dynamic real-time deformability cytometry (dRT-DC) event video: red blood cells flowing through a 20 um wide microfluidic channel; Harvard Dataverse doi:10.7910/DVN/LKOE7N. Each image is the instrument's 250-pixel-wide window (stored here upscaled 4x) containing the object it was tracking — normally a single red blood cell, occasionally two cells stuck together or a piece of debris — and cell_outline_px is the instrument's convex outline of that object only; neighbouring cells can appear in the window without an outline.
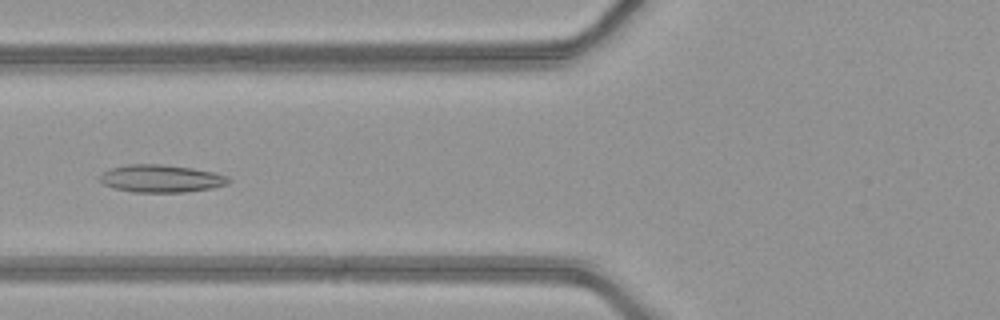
{"species": "common noctule bat (a hibernating species)", "species_latin": "Nyctalus noctula", "temperature_condition": "warm", "stored_images_in_passage": 51, "camera_frame_rate_fps": 3000, "um_per_image_px": 0.085, "animal": {"sex": "female", "body_mass_g": 21.9}, "frame": {"image": 1, "passage_image": 22, "time_ms": 7.0, "image_size_px": [1000, 320], "cell_outline_px": [[232, 180], [228, 184], [212, 188], [184, 192], [132, 192], [112, 188], [96, 180], [100, 172], [124, 164], [160, 164], [192, 168], [212, 172], [228, 176]], "centroid_in_image_um": [13.63, 15.18], "position_along_channel_um": 112.2, "area_um2": 20.98}}
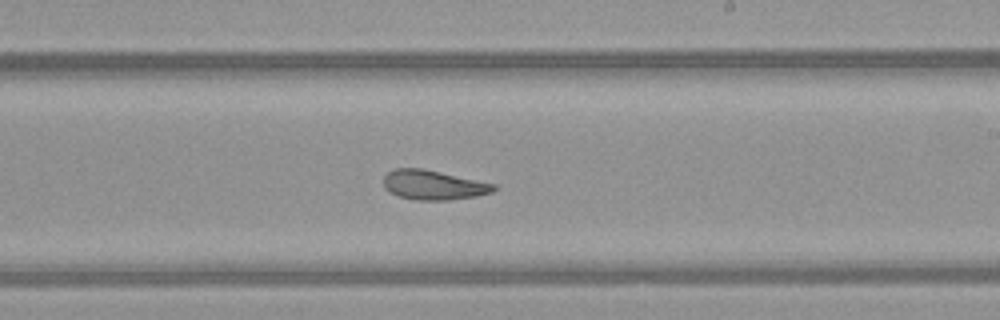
{"frame": {"image": 2, "passage_image": 32, "time_ms": 10.333, "image_size_px": [1000, 320], "cell_outline_px": [[496, 188], [492, 192], [476, 196], [452, 200], [416, 200], [400, 196], [384, 188], [384, 176], [392, 168], [424, 168], [496, 184]], "centroid_in_image_um": [36.85, 15.71], "position_along_channel_um": 252.2, "area_um2": 19.02}}
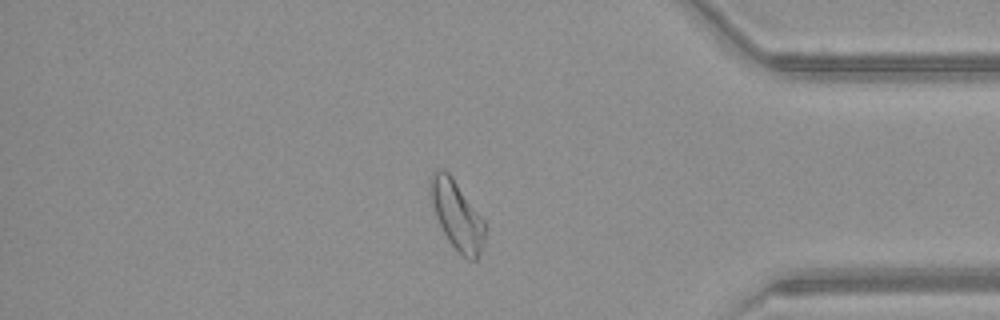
{"frame": {"image": 3, "passage_image": 44, "time_ms": 14.333, "image_size_px": [1000, 320], "cell_outline_px": [[484, 240], [480, 252], [476, 260], [468, 260], [448, 240], [436, 216], [428, 192], [428, 188], [432, 172], [436, 168], [444, 168], [452, 176], [484, 220]], "centroid_in_image_um": [38.8, 18.22], "position_along_channel_um": 396.4, "area_um2": 21.68}, "authors_computed_cell_mechanics": {"area_um2": 23.0044, "velocity_mm_per_s": 4.1849, "shape_relaxation_time_tau1_ms": null, "shape_relaxation_time_tau2_ms": 1.9562, "deformation_change_tau1": null, "deformation_change_tau2": 0.0882}}